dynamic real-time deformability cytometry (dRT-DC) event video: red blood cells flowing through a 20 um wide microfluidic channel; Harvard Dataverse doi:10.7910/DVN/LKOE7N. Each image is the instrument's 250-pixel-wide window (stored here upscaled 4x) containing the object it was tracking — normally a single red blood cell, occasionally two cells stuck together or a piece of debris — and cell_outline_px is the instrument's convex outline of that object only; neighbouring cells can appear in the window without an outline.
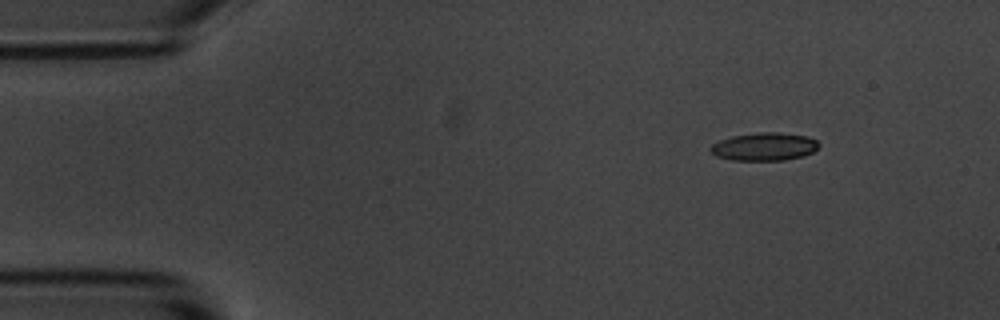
{"species": "common noctule bat (a hibernating species)", "species_latin": "Nyctalus noctula", "temperature_condition": "room temperature", "stored_images_in_passage": 8, "camera_frame_rate_fps": 3000, "um_per_image_px": 0.085, "animal": {"sex": "male", "body_mass_g": 20.1, "forearm_length_mm": 53.5}, "frame": {"image": 1, "passage_image": 1, "time_ms": 0.0, "image_size_px": [1000, 320], "cell_outline_px": [[820, 144], [812, 152], [800, 156], [784, 160], [732, 160], [716, 156], [708, 148], [712, 144], [720, 140], [732, 136], [756, 132], [780, 132], [808, 136], [816, 140]], "centroid_in_image_um": [64.94, 12.45], "position_along_channel_um": 20.1, "area_um2": 17.63}}
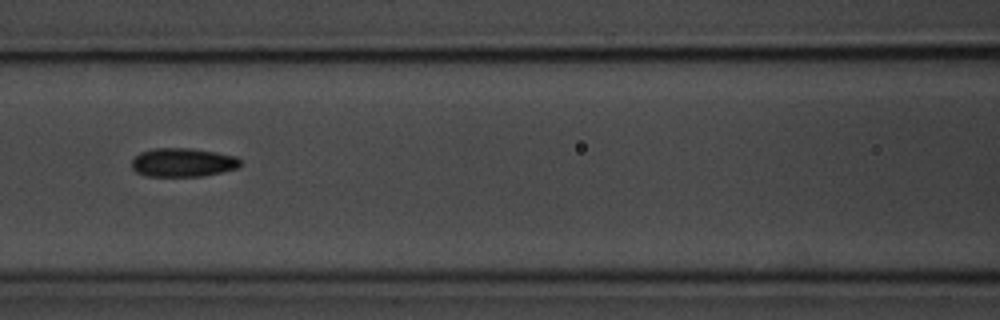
{"frame": {"image": 2, "passage_image": 6, "time_ms": 5.667, "image_size_px": [1000, 320], "cell_outline_px": [[240, 164], [236, 168], [204, 176], [144, 176], [136, 172], [132, 168], [132, 160], [140, 152], [156, 148], [192, 148], [216, 152], [236, 156], [240, 160]], "centroid_in_image_um": [15.52, 13.8], "position_along_channel_um": 151.1, "area_um2": 18.15}}
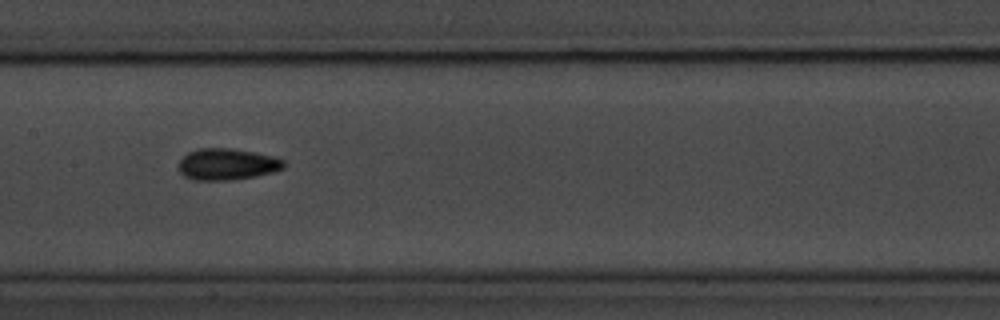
{"frame": {"image": 3, "passage_image": 7, "time_ms": 6.667, "image_size_px": [1000, 320], "cell_outline_px": [[284, 168], [272, 172], [256, 176], [228, 180], [196, 180], [184, 176], [180, 172], [180, 160], [188, 152], [196, 148], [232, 148], [256, 152], [272, 156], [284, 160]], "centroid_in_image_um": [19.31, 13.95], "position_along_channel_um": 188.1, "area_um2": 19.25}}